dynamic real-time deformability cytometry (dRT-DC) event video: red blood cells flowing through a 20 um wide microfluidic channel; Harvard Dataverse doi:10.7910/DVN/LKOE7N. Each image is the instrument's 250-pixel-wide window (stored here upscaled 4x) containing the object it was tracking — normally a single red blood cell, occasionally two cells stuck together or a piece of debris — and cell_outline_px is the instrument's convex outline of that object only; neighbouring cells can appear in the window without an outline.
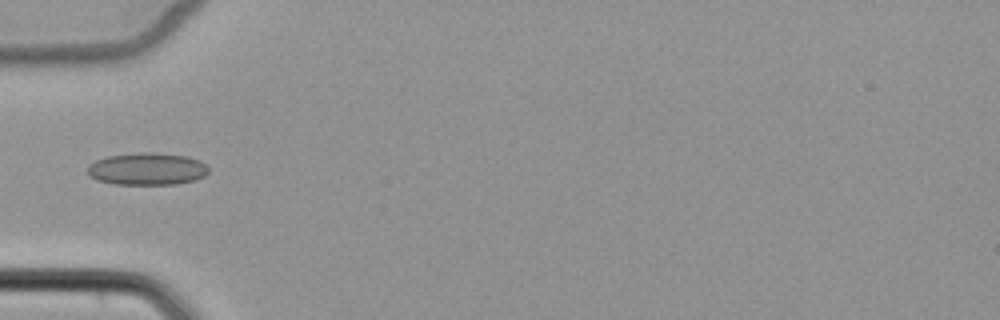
{"species": "common noctule bat (a hibernating species)", "species_latin": "Nyctalus noctula", "temperature_condition": "cold", "stored_images_in_passage": 6, "camera_frame_rate_fps": 3000, "um_per_image_px": 0.085, "animal": {"sex": "female", "body_mass_g": 22.7, "forearm_length_mm": 54.2}, "frame": {"image": 1, "passage_image": 6, "time_ms": 6.0, "image_size_px": [1000, 320], "cell_outline_px": [[208, 172], [204, 176], [196, 180], [176, 184], [116, 184], [96, 180], [88, 176], [88, 164], [96, 160], [108, 156], [140, 152], [148, 152], [188, 156], [200, 160], [208, 168]], "centroid_in_image_um": [12.5, 14.36], "position_along_channel_um": 72.5, "area_um2": 22.83}}